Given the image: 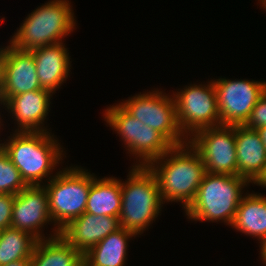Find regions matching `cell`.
<instances>
[{"mask_svg":"<svg viewBox=\"0 0 266 266\" xmlns=\"http://www.w3.org/2000/svg\"><path fill=\"white\" fill-rule=\"evenodd\" d=\"M37 77L42 89L54 93L67 80L71 67L68 50L63 42L31 50Z\"/></svg>","mask_w":266,"mask_h":266,"instance_id":"e0dca14e","label":"cell"},{"mask_svg":"<svg viewBox=\"0 0 266 266\" xmlns=\"http://www.w3.org/2000/svg\"><path fill=\"white\" fill-rule=\"evenodd\" d=\"M119 217L84 212L60 230V235L83 255L109 234L120 229Z\"/></svg>","mask_w":266,"mask_h":266,"instance_id":"9a60e30c","label":"cell"},{"mask_svg":"<svg viewBox=\"0 0 266 266\" xmlns=\"http://www.w3.org/2000/svg\"><path fill=\"white\" fill-rule=\"evenodd\" d=\"M131 168L127 180L121 181L119 222L122 228L139 236L155 222L163 201L157 178L149 167L134 165Z\"/></svg>","mask_w":266,"mask_h":266,"instance_id":"3957f363","label":"cell"},{"mask_svg":"<svg viewBox=\"0 0 266 266\" xmlns=\"http://www.w3.org/2000/svg\"><path fill=\"white\" fill-rule=\"evenodd\" d=\"M245 194L231 227L250 237H256L263 244L266 242V197L260 193Z\"/></svg>","mask_w":266,"mask_h":266,"instance_id":"ac0fdd59","label":"cell"},{"mask_svg":"<svg viewBox=\"0 0 266 266\" xmlns=\"http://www.w3.org/2000/svg\"><path fill=\"white\" fill-rule=\"evenodd\" d=\"M107 108L104 121L117 131L125 149L138 160L135 166H148L173 147L160 132L128 114L119 104Z\"/></svg>","mask_w":266,"mask_h":266,"instance_id":"52a82bcc","label":"cell"},{"mask_svg":"<svg viewBox=\"0 0 266 266\" xmlns=\"http://www.w3.org/2000/svg\"><path fill=\"white\" fill-rule=\"evenodd\" d=\"M237 175L255 183L266 167V148L257 130L235 125Z\"/></svg>","mask_w":266,"mask_h":266,"instance_id":"2e32d148","label":"cell"},{"mask_svg":"<svg viewBox=\"0 0 266 266\" xmlns=\"http://www.w3.org/2000/svg\"><path fill=\"white\" fill-rule=\"evenodd\" d=\"M213 83L221 125H244L257 101L266 92L265 81L220 78Z\"/></svg>","mask_w":266,"mask_h":266,"instance_id":"8fae6325","label":"cell"},{"mask_svg":"<svg viewBox=\"0 0 266 266\" xmlns=\"http://www.w3.org/2000/svg\"><path fill=\"white\" fill-rule=\"evenodd\" d=\"M15 195L0 194V231L10 228Z\"/></svg>","mask_w":266,"mask_h":266,"instance_id":"d4e9b609","label":"cell"},{"mask_svg":"<svg viewBox=\"0 0 266 266\" xmlns=\"http://www.w3.org/2000/svg\"><path fill=\"white\" fill-rule=\"evenodd\" d=\"M26 186L19 170L0 147V194L16 195Z\"/></svg>","mask_w":266,"mask_h":266,"instance_id":"603a6c76","label":"cell"},{"mask_svg":"<svg viewBox=\"0 0 266 266\" xmlns=\"http://www.w3.org/2000/svg\"><path fill=\"white\" fill-rule=\"evenodd\" d=\"M210 174L237 175L235 125L204 128L188 138Z\"/></svg>","mask_w":266,"mask_h":266,"instance_id":"30bf717a","label":"cell"},{"mask_svg":"<svg viewBox=\"0 0 266 266\" xmlns=\"http://www.w3.org/2000/svg\"><path fill=\"white\" fill-rule=\"evenodd\" d=\"M50 133L14 131L7 142L0 143L27 186L43 185L42 179L63 160V147Z\"/></svg>","mask_w":266,"mask_h":266,"instance_id":"7a4b0ae2","label":"cell"},{"mask_svg":"<svg viewBox=\"0 0 266 266\" xmlns=\"http://www.w3.org/2000/svg\"><path fill=\"white\" fill-rule=\"evenodd\" d=\"M69 0H51L33 10L14 33L10 44L20 50L63 42L76 27Z\"/></svg>","mask_w":266,"mask_h":266,"instance_id":"5b68a950","label":"cell"},{"mask_svg":"<svg viewBox=\"0 0 266 266\" xmlns=\"http://www.w3.org/2000/svg\"><path fill=\"white\" fill-rule=\"evenodd\" d=\"M260 1V3L262 4L261 6H262V8L263 9H265V11H266V0H259Z\"/></svg>","mask_w":266,"mask_h":266,"instance_id":"4dcf8cb0","label":"cell"},{"mask_svg":"<svg viewBox=\"0 0 266 266\" xmlns=\"http://www.w3.org/2000/svg\"><path fill=\"white\" fill-rule=\"evenodd\" d=\"M131 116L160 132L173 146L188 142L179 128L173 95L155 89L119 103Z\"/></svg>","mask_w":266,"mask_h":266,"instance_id":"ba28073f","label":"cell"},{"mask_svg":"<svg viewBox=\"0 0 266 266\" xmlns=\"http://www.w3.org/2000/svg\"><path fill=\"white\" fill-rule=\"evenodd\" d=\"M5 55V47L0 48V90L2 87V73H3V60Z\"/></svg>","mask_w":266,"mask_h":266,"instance_id":"4316f807","label":"cell"},{"mask_svg":"<svg viewBox=\"0 0 266 266\" xmlns=\"http://www.w3.org/2000/svg\"><path fill=\"white\" fill-rule=\"evenodd\" d=\"M31 266H84L83 254L61 235L35 243Z\"/></svg>","mask_w":266,"mask_h":266,"instance_id":"ffe728a7","label":"cell"},{"mask_svg":"<svg viewBox=\"0 0 266 266\" xmlns=\"http://www.w3.org/2000/svg\"><path fill=\"white\" fill-rule=\"evenodd\" d=\"M159 185L164 202H181L184 210L194 200L206 173L199 153L189 142L173 146L148 165Z\"/></svg>","mask_w":266,"mask_h":266,"instance_id":"6da1fadb","label":"cell"},{"mask_svg":"<svg viewBox=\"0 0 266 266\" xmlns=\"http://www.w3.org/2000/svg\"><path fill=\"white\" fill-rule=\"evenodd\" d=\"M82 167H69L50 175L44 184L48 195L49 211L55 226L53 235L71 220L80 217L86 209L89 189L97 177Z\"/></svg>","mask_w":266,"mask_h":266,"instance_id":"8992f818","label":"cell"},{"mask_svg":"<svg viewBox=\"0 0 266 266\" xmlns=\"http://www.w3.org/2000/svg\"><path fill=\"white\" fill-rule=\"evenodd\" d=\"M3 266H31V260L30 259L16 260Z\"/></svg>","mask_w":266,"mask_h":266,"instance_id":"484cf974","label":"cell"},{"mask_svg":"<svg viewBox=\"0 0 266 266\" xmlns=\"http://www.w3.org/2000/svg\"><path fill=\"white\" fill-rule=\"evenodd\" d=\"M39 89L42 88L32 51L17 49L9 43L3 60L1 105L11 96Z\"/></svg>","mask_w":266,"mask_h":266,"instance_id":"4fadbf2b","label":"cell"},{"mask_svg":"<svg viewBox=\"0 0 266 266\" xmlns=\"http://www.w3.org/2000/svg\"><path fill=\"white\" fill-rule=\"evenodd\" d=\"M254 184L259 185L261 187L263 186V188L264 187L266 188V167H265L263 174L258 178V180Z\"/></svg>","mask_w":266,"mask_h":266,"instance_id":"83f0119b","label":"cell"},{"mask_svg":"<svg viewBox=\"0 0 266 266\" xmlns=\"http://www.w3.org/2000/svg\"><path fill=\"white\" fill-rule=\"evenodd\" d=\"M137 235L125 228L109 234L83 255L84 266H125L129 240Z\"/></svg>","mask_w":266,"mask_h":266,"instance_id":"d6986e66","label":"cell"},{"mask_svg":"<svg viewBox=\"0 0 266 266\" xmlns=\"http://www.w3.org/2000/svg\"><path fill=\"white\" fill-rule=\"evenodd\" d=\"M53 93L47 89L32 90L9 97L2 105L17 121L15 131L48 132L43 127Z\"/></svg>","mask_w":266,"mask_h":266,"instance_id":"5bb4252c","label":"cell"},{"mask_svg":"<svg viewBox=\"0 0 266 266\" xmlns=\"http://www.w3.org/2000/svg\"><path fill=\"white\" fill-rule=\"evenodd\" d=\"M121 204V180L115 177H96L92 181L85 212L97 216L119 217Z\"/></svg>","mask_w":266,"mask_h":266,"instance_id":"44dd1931","label":"cell"},{"mask_svg":"<svg viewBox=\"0 0 266 266\" xmlns=\"http://www.w3.org/2000/svg\"><path fill=\"white\" fill-rule=\"evenodd\" d=\"M37 240L15 228L0 231V266L12 261L30 259Z\"/></svg>","mask_w":266,"mask_h":266,"instance_id":"7402d4cb","label":"cell"},{"mask_svg":"<svg viewBox=\"0 0 266 266\" xmlns=\"http://www.w3.org/2000/svg\"><path fill=\"white\" fill-rule=\"evenodd\" d=\"M257 132L259 133L260 137H261V140L266 148V126H262L258 129H256Z\"/></svg>","mask_w":266,"mask_h":266,"instance_id":"f1b7e54d","label":"cell"},{"mask_svg":"<svg viewBox=\"0 0 266 266\" xmlns=\"http://www.w3.org/2000/svg\"><path fill=\"white\" fill-rule=\"evenodd\" d=\"M249 182L239 175H219L205 173L197 194L184 210L188 219L194 221H224L231 226L238 205L243 197V189Z\"/></svg>","mask_w":266,"mask_h":266,"instance_id":"277c9868","label":"cell"},{"mask_svg":"<svg viewBox=\"0 0 266 266\" xmlns=\"http://www.w3.org/2000/svg\"><path fill=\"white\" fill-rule=\"evenodd\" d=\"M52 222L48 195L44 185L26 186L14 197L11 227L29 233L37 241L45 237L42 228Z\"/></svg>","mask_w":266,"mask_h":266,"instance_id":"7c38bea8","label":"cell"},{"mask_svg":"<svg viewBox=\"0 0 266 266\" xmlns=\"http://www.w3.org/2000/svg\"><path fill=\"white\" fill-rule=\"evenodd\" d=\"M207 83L190 84L172 94L176 103L177 122L187 139L201 129L221 125L213 80Z\"/></svg>","mask_w":266,"mask_h":266,"instance_id":"9c48e42d","label":"cell"},{"mask_svg":"<svg viewBox=\"0 0 266 266\" xmlns=\"http://www.w3.org/2000/svg\"><path fill=\"white\" fill-rule=\"evenodd\" d=\"M244 126L254 130L266 126V92L257 101Z\"/></svg>","mask_w":266,"mask_h":266,"instance_id":"cb8c5ba5","label":"cell"},{"mask_svg":"<svg viewBox=\"0 0 266 266\" xmlns=\"http://www.w3.org/2000/svg\"><path fill=\"white\" fill-rule=\"evenodd\" d=\"M260 254H261V260L266 265V242L263 244H260Z\"/></svg>","mask_w":266,"mask_h":266,"instance_id":"f546056e","label":"cell"}]
</instances>
